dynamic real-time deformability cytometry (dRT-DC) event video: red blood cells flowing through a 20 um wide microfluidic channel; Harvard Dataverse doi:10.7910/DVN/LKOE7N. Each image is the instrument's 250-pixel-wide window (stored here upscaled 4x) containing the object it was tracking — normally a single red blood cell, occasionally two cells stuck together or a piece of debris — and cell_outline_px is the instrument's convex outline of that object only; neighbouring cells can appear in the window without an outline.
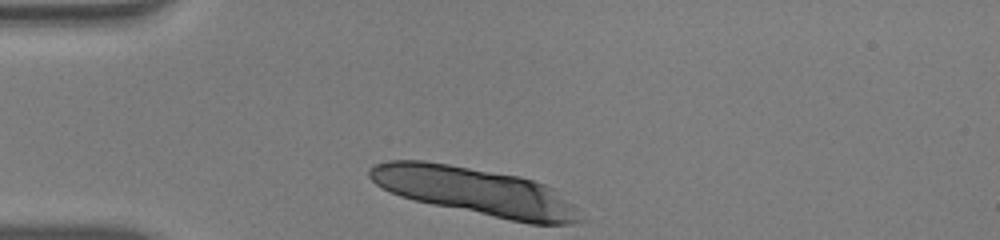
{"species": "human", "species_latin": "Homo sapiens", "temperature_condition": "warm", "stored_images_in_passage": 32, "camera_frame_rate_fps": 3000, "um_per_image_px": 0.085, "donor": {"sex": "male"}, "frame": {"image": 1, "passage_image": 1, "time_ms": 0.0, "image_size_px": [1000, 240], "cell_outline_px": [[588, 220], [572, 224], [528, 224], [432, 204], [400, 196], [376, 184], [368, 176], [368, 172], [372, 164], [388, 160], [424, 160], [520, 176], [544, 184], [552, 188], [572, 204]], "centroid_in_image_um": [40.44, 16.27], "position_along_channel_um": 44.6, "area_um2": 58.38}}
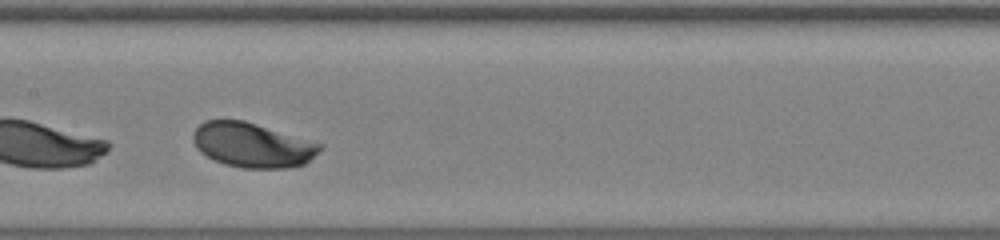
{"frame": {"image": 2, "passage_image": 15, "time_ms": 4.667, "image_size_px": [1000, 240], "cell_outline_px": [[324, 144], [320, 152], [304, 164], [288, 168], [240, 168], [224, 164], [200, 152], [196, 148], [192, 140], [192, 136], [196, 128], [204, 120], [244, 120]], "centroid_in_image_um": [21.46, 12.33], "position_along_channel_um": 185.9, "area_um2": 33.12}}
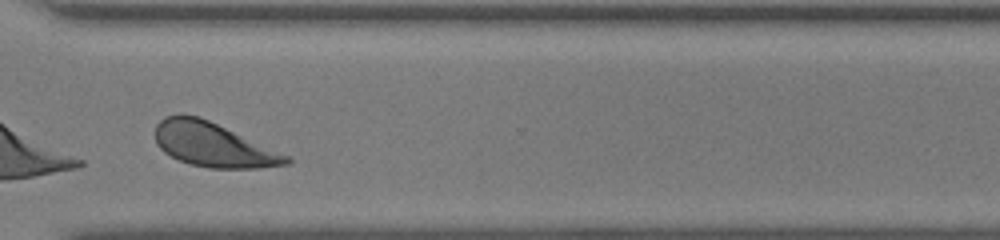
{"frame": {"image": 3, "passage_image": 28, "time_ms": 9.0, "image_size_px": [1000, 240], "cell_outline_px": [[292, 160], [288, 164], [256, 168], [212, 168], [192, 164], [180, 160], [164, 152], [156, 144], [156, 124], [164, 116], [184, 112], [200, 116], [292, 156]], "centroid_in_image_um": [18.13, 12.27], "position_along_channel_um": 352.5, "area_um2": 34.1}, "authors_computed_cell_mechanics": {"area_um2": 33.524, "velocity_mm_per_s": 3.8422, "shape_relaxation_time_tau1_ms": 2.1201, "shape_relaxation_time_tau2_ms": null, "deformation_change_tau1": 0.1331, "deformation_change_tau2": null}}